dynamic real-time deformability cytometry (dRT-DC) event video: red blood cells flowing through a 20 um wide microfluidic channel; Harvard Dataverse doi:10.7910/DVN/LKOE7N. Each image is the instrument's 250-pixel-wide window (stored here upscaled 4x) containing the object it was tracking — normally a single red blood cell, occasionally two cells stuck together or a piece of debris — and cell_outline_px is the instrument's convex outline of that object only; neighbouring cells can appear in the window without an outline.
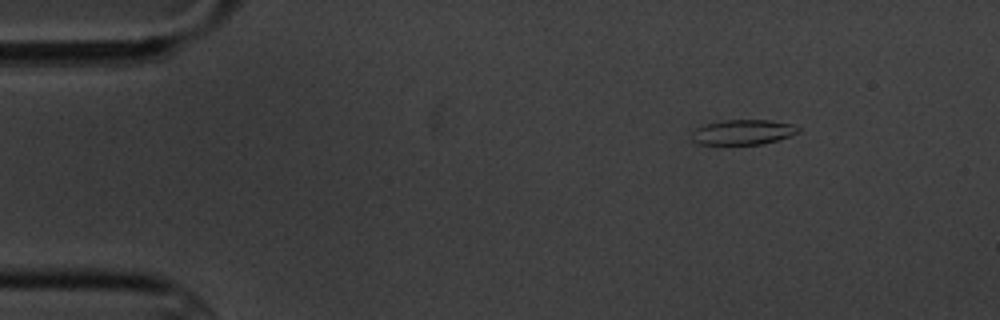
{"species": "common noctule bat (a hibernating species)", "species_latin": "Nyctalus noctula", "temperature_condition": "cold", "stored_images_in_passage": 2, "camera_frame_rate_fps": 3000, "um_per_image_px": 0.085, "animal": {"sex": "male", "body_mass_g": 20.1, "forearm_length_mm": 53.5}, "frame": {"image": 1, "passage_image": 2, "time_ms": 1.333, "image_size_px": [1000, 320], "cell_outline_px": [[800, 132], [764, 144], [700, 144], [692, 140], [692, 132], [696, 128], [704, 124], [724, 120], [768, 120], [792, 124], [800, 128]], "centroid_in_image_um": [63.14, 11.23], "position_along_channel_um": 21.9, "area_um2": 15.43}}